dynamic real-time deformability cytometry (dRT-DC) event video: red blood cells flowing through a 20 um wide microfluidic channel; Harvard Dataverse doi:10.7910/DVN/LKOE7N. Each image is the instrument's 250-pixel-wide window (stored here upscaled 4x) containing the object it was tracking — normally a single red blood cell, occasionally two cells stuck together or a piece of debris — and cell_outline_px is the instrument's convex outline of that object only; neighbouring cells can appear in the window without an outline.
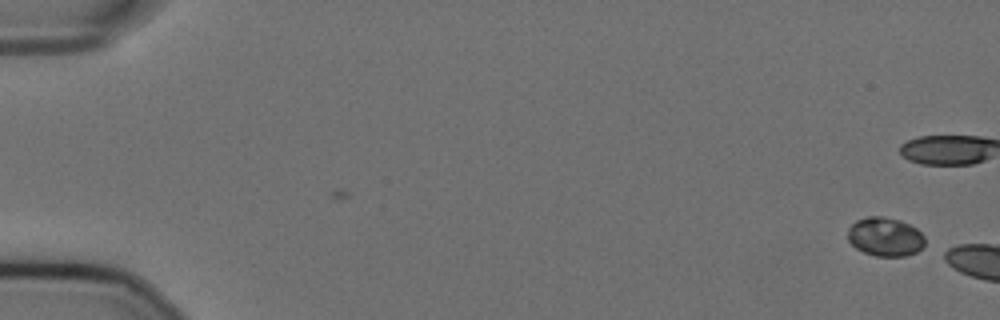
{"species": "Egyptian fruit bat (a non-hibernating species)", "species_latin": "Rousettus aegyptiacus", "temperature_condition": "cold", "stored_images_in_passage": 9, "camera_frame_rate_fps": 3000, "um_per_image_px": 0.085, "animal": {"sex": "female"}, "frame": {"image": 1, "passage_image": 1, "time_ms": 0.0, "image_size_px": [1000, 320], "cell_outline_px": [[924, 244], [916, 252], [904, 256], [876, 256], [864, 252], [856, 248], [848, 240], [848, 228], [856, 220], [868, 216], [880, 216], [900, 220], [916, 228], [924, 236]], "centroid_in_image_um": [75.22, 20.12], "position_along_channel_um": 9.8, "area_um2": 17.34}}